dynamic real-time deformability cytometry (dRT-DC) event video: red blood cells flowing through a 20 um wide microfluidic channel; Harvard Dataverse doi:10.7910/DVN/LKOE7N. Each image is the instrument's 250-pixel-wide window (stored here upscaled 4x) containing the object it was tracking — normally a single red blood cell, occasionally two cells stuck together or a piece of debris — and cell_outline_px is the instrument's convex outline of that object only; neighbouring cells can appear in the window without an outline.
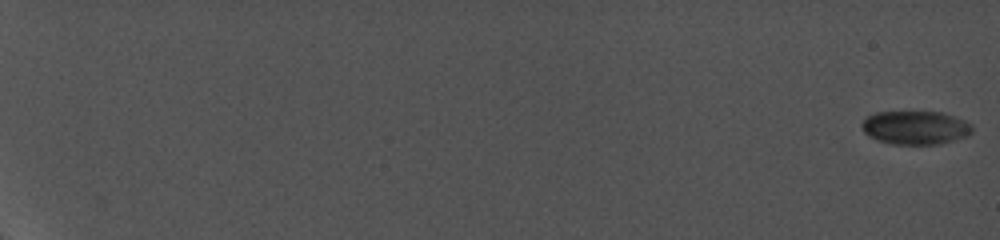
{"species": "common noctule bat (a hibernating species)", "species_latin": "Nyctalus noctula", "temperature_condition": "cold", "stored_images_in_passage": 25, "camera_frame_rate_fps": 5000, "um_per_image_px": 0.085, "animal": {"sex": "female", "body_mass_g": 19.0, "forearm_length_mm": 56.7}, "frame": {"image": 1, "passage_image": 1, "time_ms": 0.0, "image_size_px": [1000, 240], "cell_outline_px": [[972, 132], [968, 136], [936, 144], [892, 144], [876, 140], [868, 136], [864, 132], [860, 124], [868, 116], [876, 112], [940, 112], [964, 120], [972, 124]], "centroid_in_image_um": [77.78, 10.85], "position_along_channel_um": 7.2, "area_um2": 21.5}}
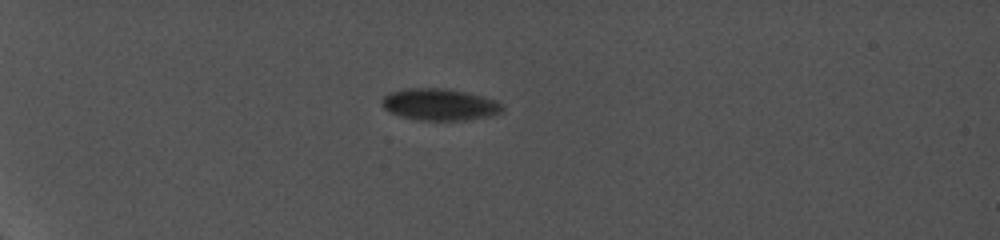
{"frame": {"image": 2, "passage_image": 15, "time_ms": 6.6, "image_size_px": [1000, 240], "cell_outline_px": [[504, 108], [500, 112], [488, 116], [468, 120], [420, 120], [400, 116], [388, 112], [380, 104], [380, 100], [384, 96], [392, 92], [404, 88], [444, 88], [468, 92], [484, 96], [496, 100], [504, 104]], "centroid_in_image_um": [37.36, 8.87], "position_along_channel_um": 47.6, "area_um2": 22.54}}
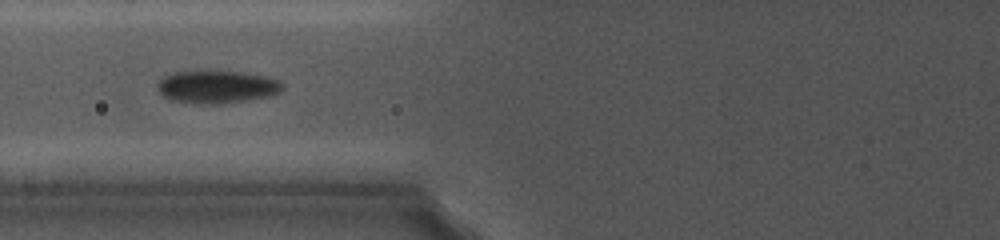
{"frame": {"image": 3, "passage_image": 20, "time_ms": 9.8, "image_size_px": [1000, 240], "cell_outline_px": [[284, 88], [280, 92], [272, 96], [216, 104], [192, 104], [172, 100], [164, 96], [160, 92], [156, 84], [168, 72], [212, 68], [268, 76], [280, 80], [284, 84]], "centroid_in_image_um": [18.42, 7.33], "position_along_channel_um": 107.4, "area_um2": 24.91}}